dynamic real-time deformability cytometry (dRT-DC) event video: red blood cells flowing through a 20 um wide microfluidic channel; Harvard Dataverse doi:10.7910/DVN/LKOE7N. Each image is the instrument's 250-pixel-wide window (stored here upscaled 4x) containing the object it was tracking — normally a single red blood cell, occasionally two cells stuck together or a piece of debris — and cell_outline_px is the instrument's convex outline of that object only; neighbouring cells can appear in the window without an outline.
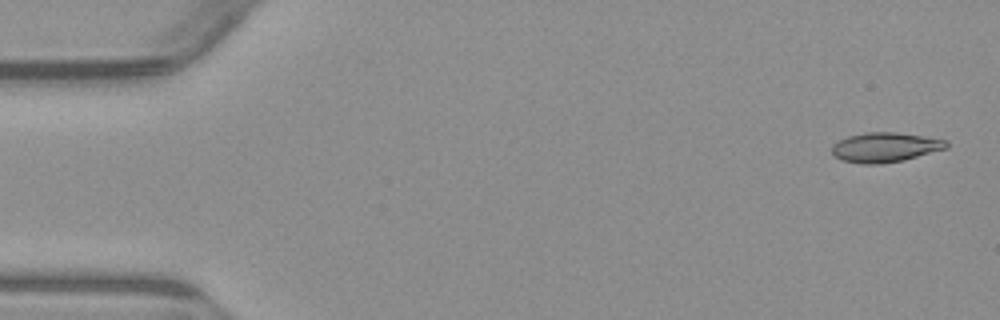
{"species": "common noctule bat (a hibernating species)", "species_latin": "Nyctalus noctula", "temperature_condition": "warm", "stored_images_in_passage": 4, "camera_frame_rate_fps": 3000, "um_per_image_px": 0.085, "animal": {"sex": "male", "body_mass_g": 23.1, "forearm_length_mm": 52.7}, "frame": {"image": 1, "passage_image": 1, "time_ms": 0.0, "image_size_px": [1000, 320], "cell_outline_px": [[948, 148], [904, 160], [880, 164], [864, 164], [840, 160], [832, 152], [832, 144], [848, 136], [864, 132], [896, 132], [924, 136], [948, 140]], "centroid_in_image_um": [75.25, 12.52], "position_along_channel_um": 9.8, "area_um2": 19.88}}
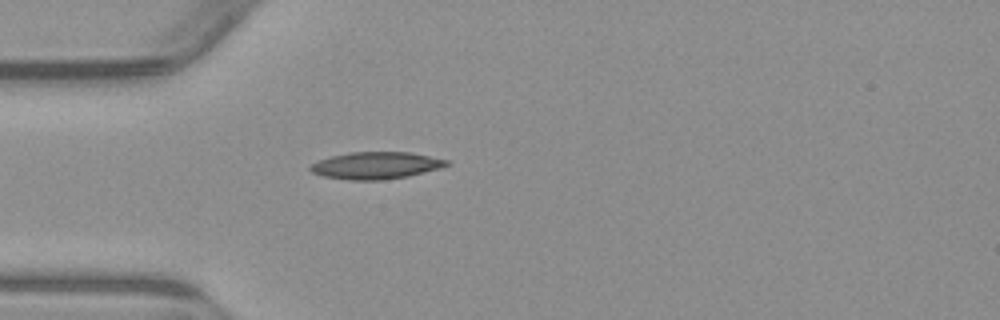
{"frame": {"image": 2, "passage_image": 4, "time_ms": 4.333, "image_size_px": [1000, 320], "cell_outline_px": [[452, 164], [440, 168], [408, 176], [384, 180], [348, 180], [324, 176], [312, 172], [308, 168], [312, 164], [320, 160], [332, 156], [348, 152], [408, 152], [448, 160]], "centroid_in_image_um": [31.97, 14.07], "position_along_channel_um": 53.0, "area_um2": 21.39}}